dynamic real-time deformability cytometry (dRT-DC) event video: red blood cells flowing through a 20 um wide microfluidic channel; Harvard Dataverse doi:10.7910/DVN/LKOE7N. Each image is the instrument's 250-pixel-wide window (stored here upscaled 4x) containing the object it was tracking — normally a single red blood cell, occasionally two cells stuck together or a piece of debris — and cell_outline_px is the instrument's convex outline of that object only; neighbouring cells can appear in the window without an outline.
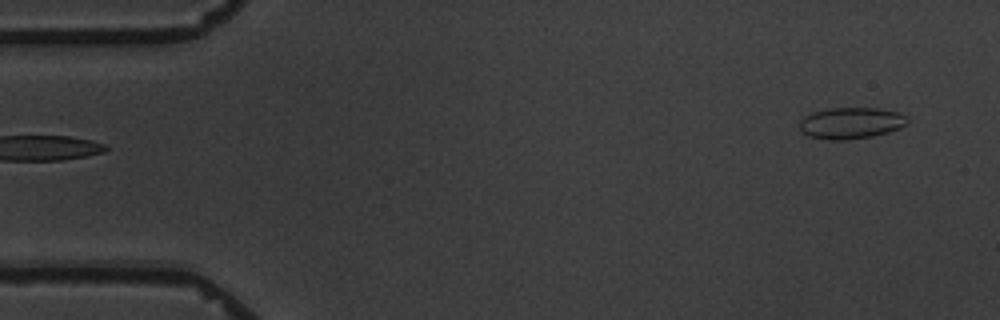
{"species": "common noctule bat (a hibernating species)", "species_latin": "Nyctalus noctula", "temperature_condition": "warm", "stored_images_in_passage": 3, "camera_frame_rate_fps": 3000, "um_per_image_px": 0.085, "animal": {"sex": "male", "body_mass_g": 19.5, "forearm_length_mm": 54.6}, "frame": {"image": 1, "passage_image": 3, "time_ms": 3.333, "image_size_px": [1000, 320], "cell_outline_px": [[908, 120], [900, 128], [888, 132], [872, 136], [848, 140], [828, 140], [808, 136], [800, 128], [800, 120], [804, 116], [812, 112], [828, 108], [876, 108], [896, 112], [904, 116]], "centroid_in_image_um": [72.28, 10.46], "position_along_channel_um": 12.7, "area_um2": 19.59}}